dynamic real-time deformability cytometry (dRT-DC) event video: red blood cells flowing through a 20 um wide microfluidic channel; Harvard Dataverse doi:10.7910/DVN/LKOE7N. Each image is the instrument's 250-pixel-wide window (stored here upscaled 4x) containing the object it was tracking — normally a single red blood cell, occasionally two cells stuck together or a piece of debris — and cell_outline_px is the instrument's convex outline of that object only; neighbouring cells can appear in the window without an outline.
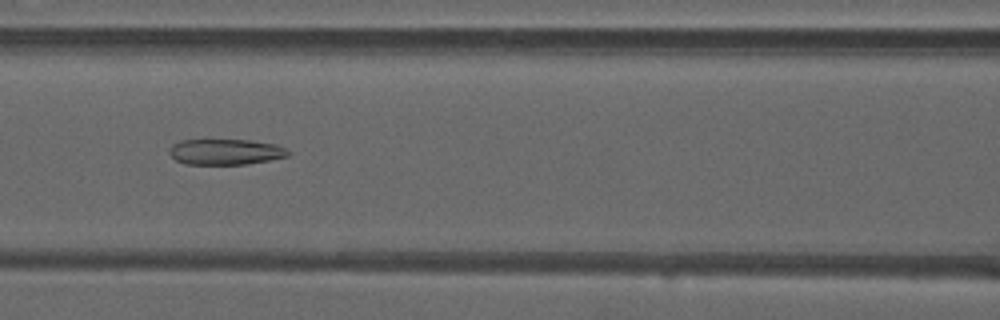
{"species": "common noctule bat (a hibernating species)", "species_latin": "Nyctalus noctula", "temperature_condition": "warm", "stored_images_in_passage": 44, "camera_frame_rate_fps": 3000, "um_per_image_px": 0.085, "animal": {"sex": "male", "forearm_length_mm": 52.5}, "frame": {"image": 1, "passage_image": 16, "time_ms": 5.0, "image_size_px": [1000, 320], "cell_outline_px": [[288, 156], [248, 164], [184, 164], [176, 160], [168, 152], [172, 144], [180, 140], [252, 140], [276, 144], [284, 148], [288, 152]], "centroid_in_image_um": [19.13, 12.9], "position_along_channel_um": 147.5, "area_um2": 17.74}}
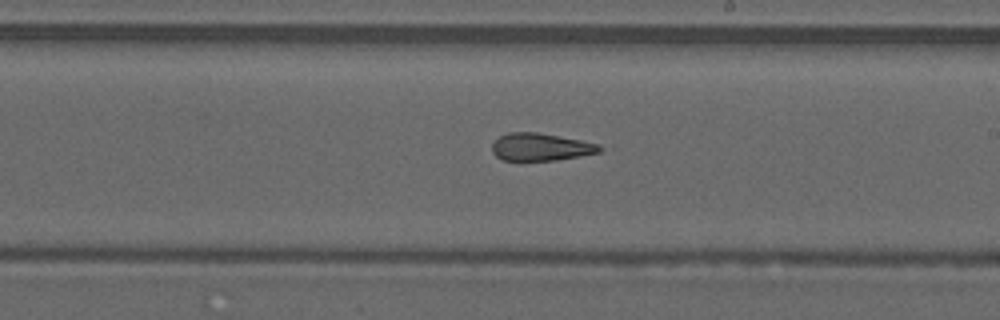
{"frame": {"image": 2, "passage_image": 23, "time_ms": 7.333, "image_size_px": [1000, 320], "cell_outline_px": [[612, 148], [600, 152], [580, 156], [556, 160], [500, 160], [492, 152], [492, 144], [500, 136], [508, 132], [536, 132], [580, 140], [600, 144]], "centroid_in_image_um": [46.04, 12.5], "position_along_channel_um": 243.0, "area_um2": 17.46}}
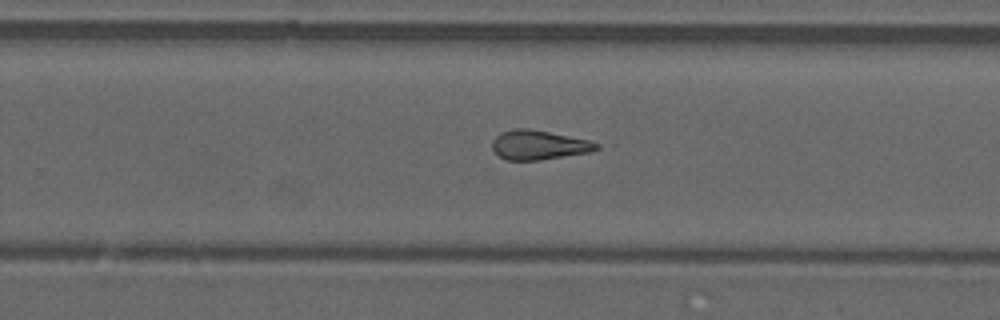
{"frame": {"image": 3, "passage_image": 26, "time_ms": 8.333, "image_size_px": [1000, 320], "cell_outline_px": [[600, 148], [592, 152], [540, 160], [508, 160], [500, 156], [492, 148], [492, 140], [500, 132], [516, 128], [528, 128], [588, 140], [600, 144]], "centroid_in_image_um": [45.81, 12.32], "position_along_channel_um": 284.0, "area_um2": 17.8}, "authors_computed_cell_mechanics": {"area_um2": 18.496, "velocity_mm_per_s": 4.1067, "shape_relaxation_time_tau1_ms": null, "shape_relaxation_time_tau2_ms": 2.4785, "deformation_change_tau1": null, "deformation_change_tau2": 0.1269}}